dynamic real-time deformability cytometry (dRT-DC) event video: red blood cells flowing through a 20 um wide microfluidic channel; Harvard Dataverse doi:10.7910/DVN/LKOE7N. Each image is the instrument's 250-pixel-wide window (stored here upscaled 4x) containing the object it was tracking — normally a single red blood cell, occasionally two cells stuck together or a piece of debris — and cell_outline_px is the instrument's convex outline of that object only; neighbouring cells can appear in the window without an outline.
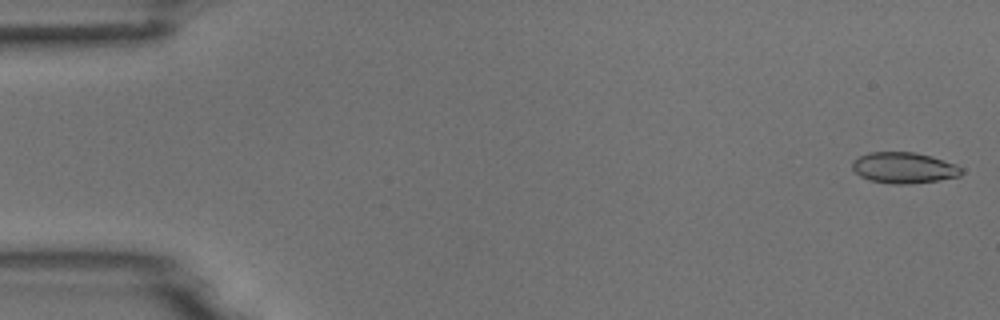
{"species": "common noctule bat (a hibernating species)", "species_latin": "Nyctalus noctula", "temperature_condition": "room temperature", "stored_images_in_passage": 5, "camera_frame_rate_fps": 3000, "um_per_image_px": 0.085, "animal": {"sex": "male", "body_mass_g": 18.8}, "frame": {"image": 1, "passage_image": 1, "time_ms": 0.0, "image_size_px": [1000, 320], "cell_outline_px": [[964, 172], [960, 176], [936, 180], [908, 184], [892, 184], [868, 180], [860, 176], [852, 168], [852, 160], [868, 152], [912, 152], [932, 156], [956, 164], [964, 168]], "centroid_in_image_um": [76.84, 14.26], "position_along_channel_um": 8.2, "area_um2": 19.83}}
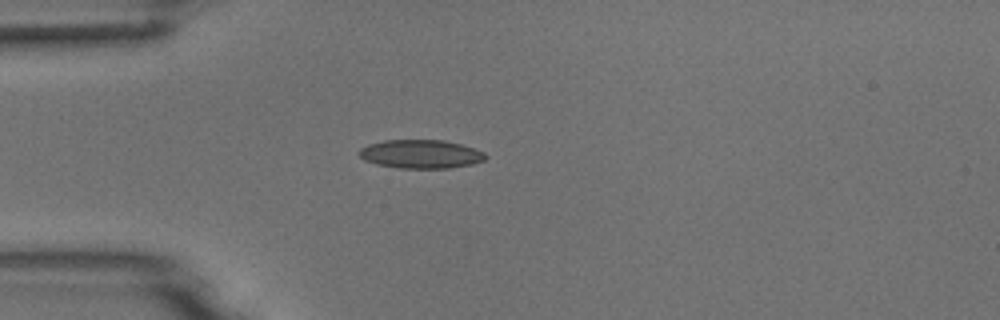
{"frame": {"image": 2, "passage_image": 4, "time_ms": 4.333, "image_size_px": [1000, 320], "cell_outline_px": [[488, 156], [484, 160], [472, 164], [448, 168], [400, 168], [376, 164], [364, 160], [356, 152], [360, 148], [368, 144], [384, 140], [444, 140], [460, 144], [484, 152]], "centroid_in_image_um": [35.73, 13.09], "position_along_channel_um": 49.3, "area_um2": 21.1}}